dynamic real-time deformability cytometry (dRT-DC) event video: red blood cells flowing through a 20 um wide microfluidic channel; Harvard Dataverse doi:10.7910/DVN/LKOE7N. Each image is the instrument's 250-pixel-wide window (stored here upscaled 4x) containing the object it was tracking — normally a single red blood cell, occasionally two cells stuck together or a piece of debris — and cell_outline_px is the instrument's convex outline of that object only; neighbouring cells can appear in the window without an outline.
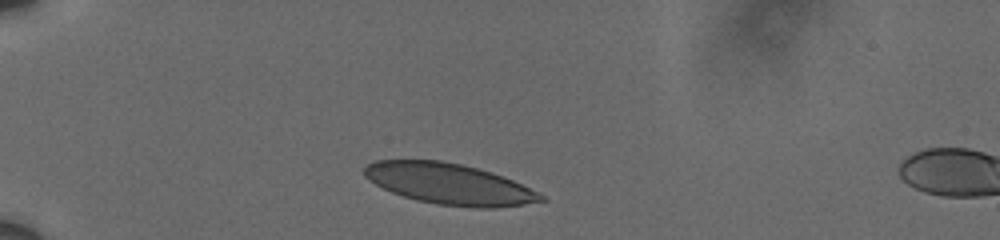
{"species": "human", "species_latin": "Homo sapiens", "temperature_condition": "cold", "stored_images_in_passage": 3, "camera_frame_rate_fps": 3000, "um_per_image_px": 0.085, "donor": {"sex": "male"}, "frame": {"image": 1, "passage_image": 1, "time_ms": 0.0, "image_size_px": [1000, 240], "cell_outline_px": [[548, 200], [524, 204], [496, 208], [476, 208], [436, 204], [416, 200], [392, 192], [368, 180], [364, 176], [364, 164], [376, 160], [440, 160], [460, 164], [492, 172], [512, 180], [544, 196]], "centroid_in_image_um": [38.15, 15.63], "position_along_channel_um": 46.9, "area_um2": 41.96}}